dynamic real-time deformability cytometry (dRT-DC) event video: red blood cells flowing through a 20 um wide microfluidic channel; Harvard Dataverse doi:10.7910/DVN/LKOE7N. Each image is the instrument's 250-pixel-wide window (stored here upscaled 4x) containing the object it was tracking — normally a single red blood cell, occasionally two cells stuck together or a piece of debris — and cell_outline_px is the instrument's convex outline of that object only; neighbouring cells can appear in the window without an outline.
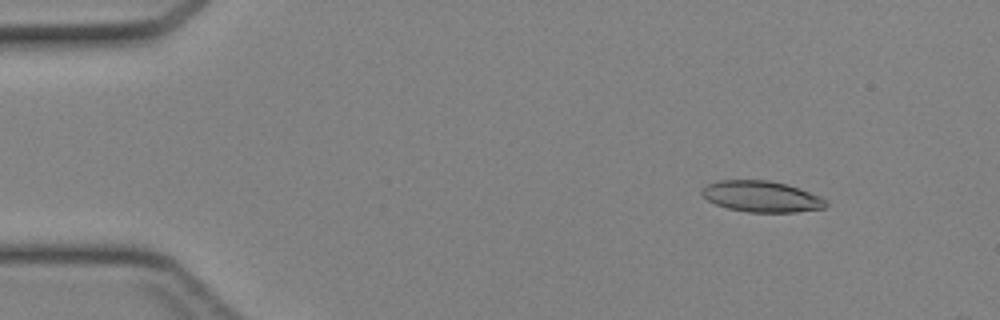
{"species": "Egyptian fruit bat (a non-hibernating species)", "species_latin": "Rousettus aegyptiacus", "temperature_condition": "cold", "stored_images_in_passage": 40, "camera_frame_rate_fps": 3000, "um_per_image_px": 0.085, "animal": {"sex": "female"}, "frame": {"image": 1, "passage_image": 1, "time_ms": 0.0, "image_size_px": [1000, 320], "cell_outline_px": [[828, 204], [824, 208], [796, 212], [748, 212], [728, 208], [716, 204], [708, 200], [700, 192], [708, 184], [720, 180], [768, 180], [788, 184], [800, 188], [820, 196]], "centroid_in_image_um": [64.75, 16.7], "position_along_channel_um": 20.2, "area_um2": 22.37}}
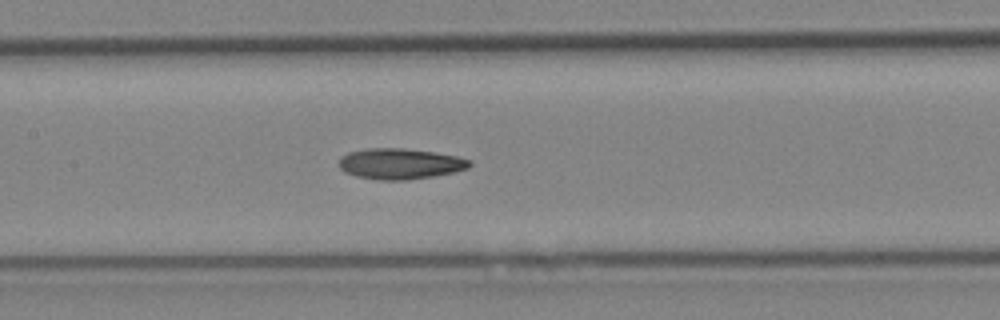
{"frame": {"image": 2, "passage_image": 17, "time_ms": 5.333, "image_size_px": [1000, 320], "cell_outline_px": [[472, 164], [468, 168], [452, 172], [432, 176], [408, 180], [380, 180], [356, 176], [344, 172], [336, 164], [340, 156], [348, 152], [368, 148], [404, 148], [432, 152], [456, 156], [472, 160]], "centroid_in_image_um": [33.95, 13.91], "position_along_channel_um": 173.5, "area_um2": 23.52}}
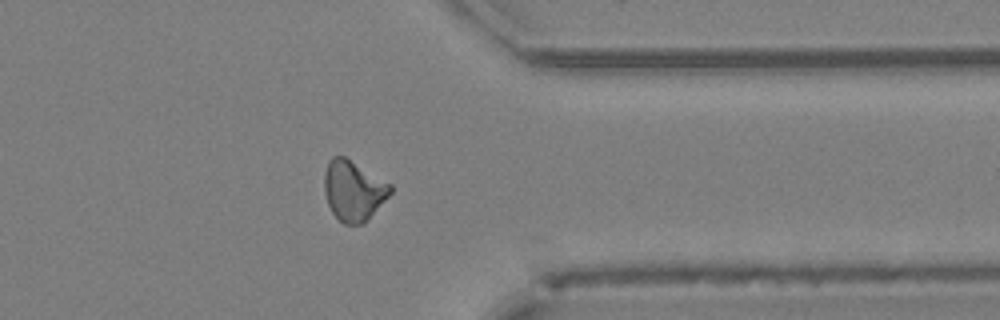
{"frame": {"image": 3, "passage_image": 31, "time_ms": 10.0, "image_size_px": [1000, 320], "cell_outline_px": [[392, 192], [364, 224], [344, 224], [332, 212], [328, 204], [324, 192], [324, 172], [328, 160], [332, 156], [344, 156], [392, 184]], "centroid_in_image_um": [30.04, 16.19], "position_along_channel_um": 381.4, "area_um2": 23.24}}